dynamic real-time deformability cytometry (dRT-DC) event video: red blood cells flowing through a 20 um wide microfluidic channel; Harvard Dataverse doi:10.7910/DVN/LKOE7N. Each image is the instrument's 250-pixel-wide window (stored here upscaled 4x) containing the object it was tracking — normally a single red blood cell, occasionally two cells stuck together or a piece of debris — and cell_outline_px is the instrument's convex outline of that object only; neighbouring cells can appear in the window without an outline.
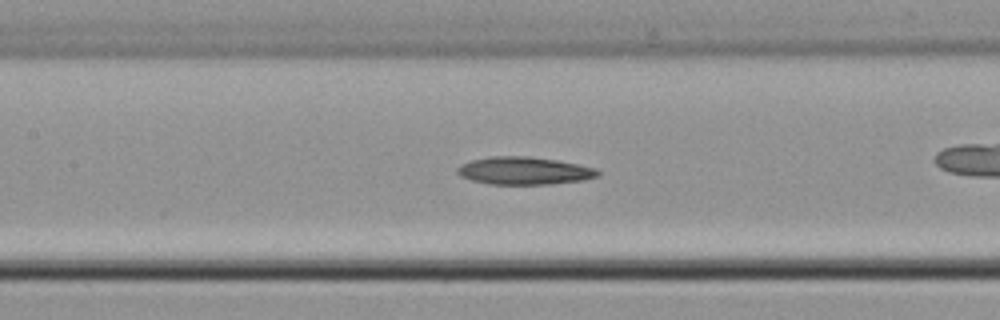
{"species": "common noctule bat (a hibernating species)", "species_latin": "Nyctalus noctula", "temperature_condition": "cold", "stored_images_in_passage": 32, "camera_frame_rate_fps": 3000, "um_per_image_px": 0.085, "animal": {"sex": "male", "body_mass_g": 21.5, "forearm_length_mm": 52.0}, "frame": {"image": 1, "passage_image": 14, "time_ms": 4.333, "image_size_px": [1000, 320], "cell_outline_px": [[600, 176], [584, 180], [552, 184], [488, 184], [472, 180], [460, 176], [456, 172], [456, 168], [460, 164], [472, 160], [492, 156], [528, 156], [556, 160], [596, 168], [600, 172]], "centroid_in_image_um": [44.55, 14.52], "position_along_channel_um": 162.9, "area_um2": 22.72}}